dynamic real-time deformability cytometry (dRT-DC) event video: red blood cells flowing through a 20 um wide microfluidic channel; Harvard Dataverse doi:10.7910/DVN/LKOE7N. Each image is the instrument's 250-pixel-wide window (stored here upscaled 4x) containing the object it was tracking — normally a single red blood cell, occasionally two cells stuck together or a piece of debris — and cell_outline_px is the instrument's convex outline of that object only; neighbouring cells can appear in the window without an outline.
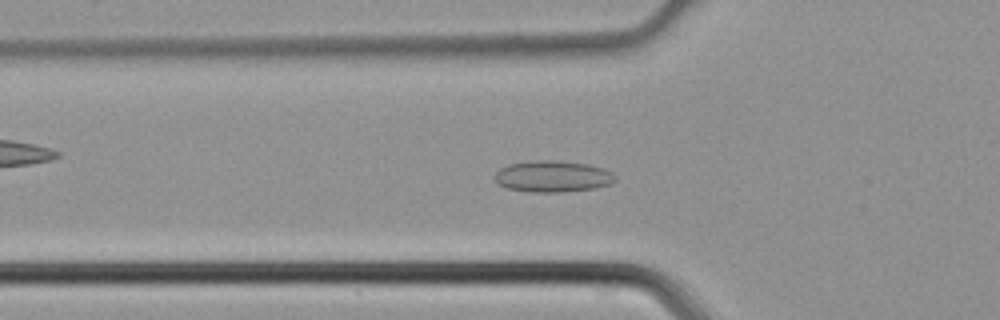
{"species": "common noctule bat (a hibernating species)", "species_latin": "Nyctalus noctula", "temperature_condition": "cold", "stored_images_in_passage": 42, "camera_frame_rate_fps": 3000, "um_per_image_px": 0.085, "animal": {"sex": "male", "body_mass_g": 21.5, "forearm_length_mm": 52.0}, "frame": {"image": 1, "passage_image": 12, "time_ms": 3.667, "image_size_px": [1000, 320], "cell_outline_px": [[616, 180], [612, 184], [596, 188], [560, 192], [528, 192], [508, 188], [500, 184], [496, 180], [496, 172], [500, 168], [508, 164], [532, 160], [552, 160], [588, 164], [612, 172], [616, 176]], "centroid_in_image_um": [47.0, 14.99], "position_along_channel_um": 78.8, "area_um2": 22.02}}
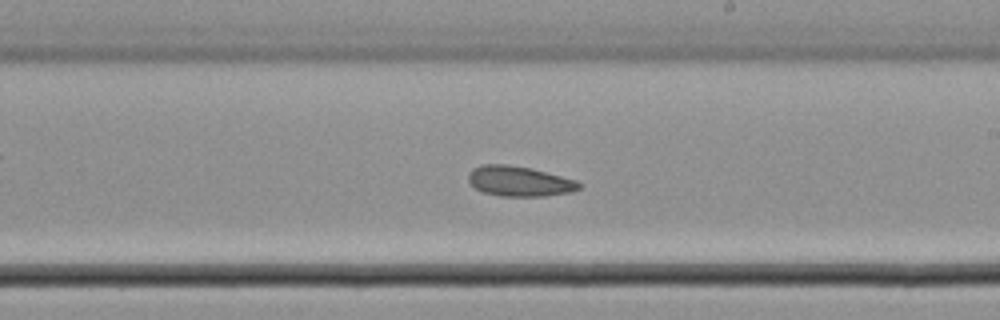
{"frame": {"image": 2, "passage_image": 23, "time_ms": 7.333, "image_size_px": [1000, 320], "cell_outline_px": [[584, 184], [580, 188], [572, 192], [544, 196], [500, 196], [484, 192], [476, 188], [468, 180], [468, 176], [472, 168], [484, 164], [508, 164], [532, 168], [576, 180]], "centroid_in_image_um": [44.17, 15.4], "position_along_channel_um": 244.8, "area_um2": 19.54}}
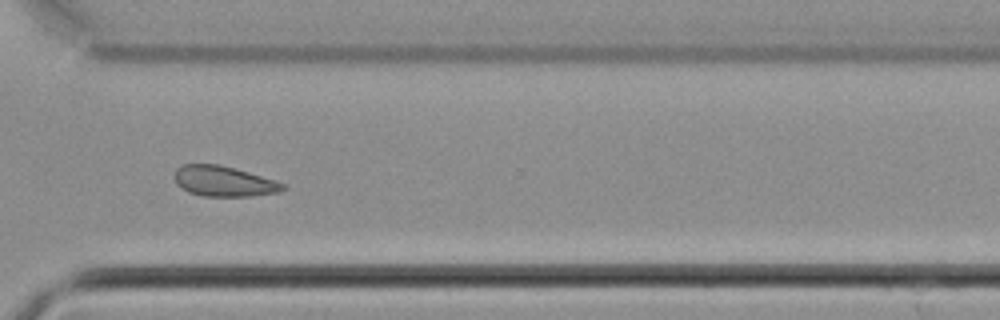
{"frame": {"image": 3, "passage_image": 30, "time_ms": 9.667, "image_size_px": [1000, 320], "cell_outline_px": [[288, 188], [280, 192], [252, 196], [200, 196], [188, 192], [180, 188], [176, 184], [176, 168], [184, 164], [220, 164], [276, 180], [284, 184]], "centroid_in_image_um": [19.04, 15.41], "position_along_channel_um": 351.6, "area_um2": 19.31}}